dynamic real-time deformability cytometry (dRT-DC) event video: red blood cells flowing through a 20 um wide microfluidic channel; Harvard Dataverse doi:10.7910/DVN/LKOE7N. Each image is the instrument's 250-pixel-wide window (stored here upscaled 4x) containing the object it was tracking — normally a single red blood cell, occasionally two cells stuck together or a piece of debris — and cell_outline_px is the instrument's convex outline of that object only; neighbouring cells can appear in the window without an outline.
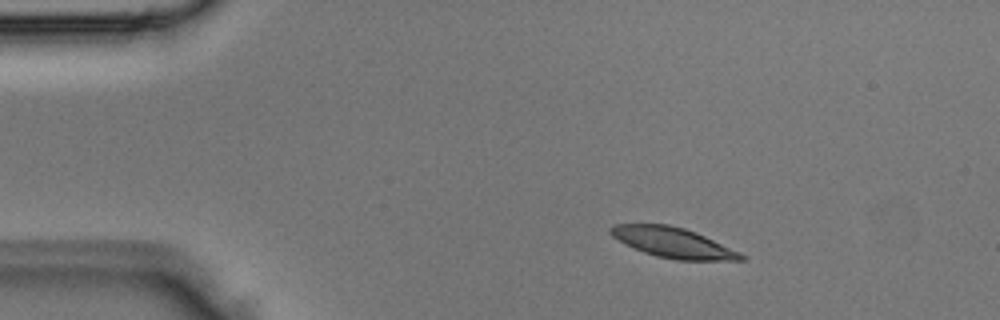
{"species": "Egyptian fruit bat (a non-hibernating species)", "species_latin": "Rousettus aegyptiacus", "temperature_condition": "room temperature", "stored_images_in_passage": 2, "camera_frame_rate_fps": 3000, "um_per_image_px": 0.085, "animal": {"sex": "male"}, "frame": {"image": 1, "passage_image": 1, "time_ms": 0.0, "image_size_px": [1000, 320], "cell_outline_px": [[748, 256], [744, 260], [676, 260], [656, 256], [644, 252], [612, 236], [608, 232], [608, 228], [612, 224], [668, 224], [684, 228], [696, 232], [740, 252]], "centroid_in_image_um": [57.23, 20.62], "position_along_channel_um": 27.8, "area_um2": 22.83}}